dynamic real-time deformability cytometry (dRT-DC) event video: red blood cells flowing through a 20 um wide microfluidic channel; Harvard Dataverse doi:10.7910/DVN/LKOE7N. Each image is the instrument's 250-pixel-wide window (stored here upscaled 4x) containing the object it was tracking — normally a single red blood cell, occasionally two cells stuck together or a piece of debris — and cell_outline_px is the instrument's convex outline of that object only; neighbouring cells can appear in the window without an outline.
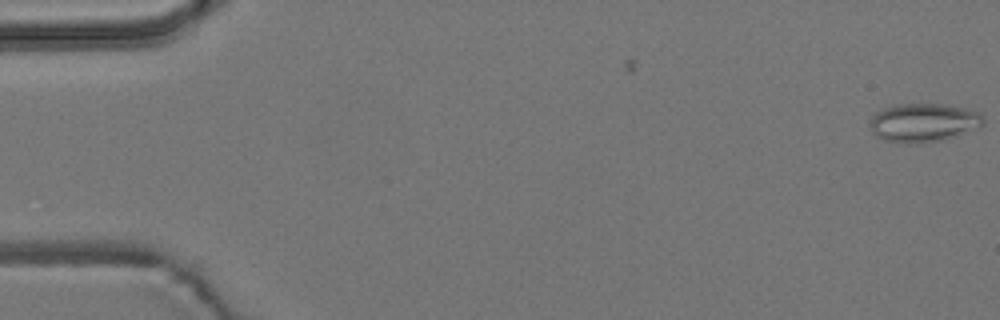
{"species": "common noctule bat (a hibernating species)", "species_latin": "Nyctalus noctula", "temperature_condition": "room temperature", "stored_images_in_passage": 2, "camera_frame_rate_fps": 3000, "um_per_image_px": 0.085, "animal": {"sex": "male", "body_mass_g": 19.2, "forearm_length_mm": 51.8}, "frame": {"image": 1, "passage_image": 2, "time_ms": 1.0, "image_size_px": [1000, 320], "cell_outline_px": [[984, 124], [956, 136], [940, 140], [916, 144], [908, 144], [884, 140], [876, 136], [872, 132], [872, 116], [876, 112], [884, 108], [896, 104], [948, 104], [980, 112], [984, 116]], "centroid_in_image_um": [78.51, 10.42], "position_along_channel_um": 6.5, "area_um2": 25.49}}